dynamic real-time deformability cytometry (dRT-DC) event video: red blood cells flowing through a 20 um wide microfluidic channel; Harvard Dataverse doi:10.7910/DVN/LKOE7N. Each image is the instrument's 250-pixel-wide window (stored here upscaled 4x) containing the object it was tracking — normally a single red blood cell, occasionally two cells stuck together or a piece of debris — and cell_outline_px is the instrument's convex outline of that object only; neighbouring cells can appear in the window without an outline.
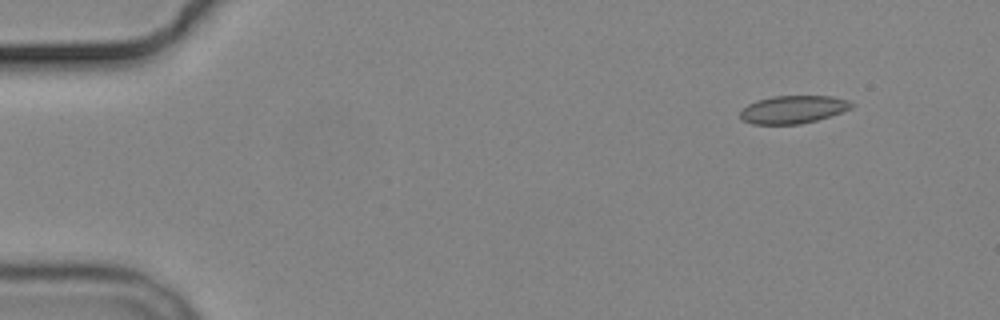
{"species": "common noctule bat (a hibernating species)", "species_latin": "Nyctalus noctula", "temperature_condition": "cold", "stored_images_in_passage": 2, "camera_frame_rate_fps": 3000, "um_per_image_px": 0.085, "animal": {"sex": "male", "body_mass_g": 19.2, "forearm_length_mm": 51.8}, "frame": {"image": 1, "passage_image": 2, "time_ms": 2.0, "image_size_px": [1000, 320], "cell_outline_px": [[856, 104], [852, 108], [816, 120], [800, 124], [752, 124], [740, 120], [740, 112], [748, 104], [756, 100], [772, 96], [832, 96], [848, 100]], "centroid_in_image_um": [67.39, 9.3], "position_along_channel_um": 17.6, "area_um2": 18.09}}